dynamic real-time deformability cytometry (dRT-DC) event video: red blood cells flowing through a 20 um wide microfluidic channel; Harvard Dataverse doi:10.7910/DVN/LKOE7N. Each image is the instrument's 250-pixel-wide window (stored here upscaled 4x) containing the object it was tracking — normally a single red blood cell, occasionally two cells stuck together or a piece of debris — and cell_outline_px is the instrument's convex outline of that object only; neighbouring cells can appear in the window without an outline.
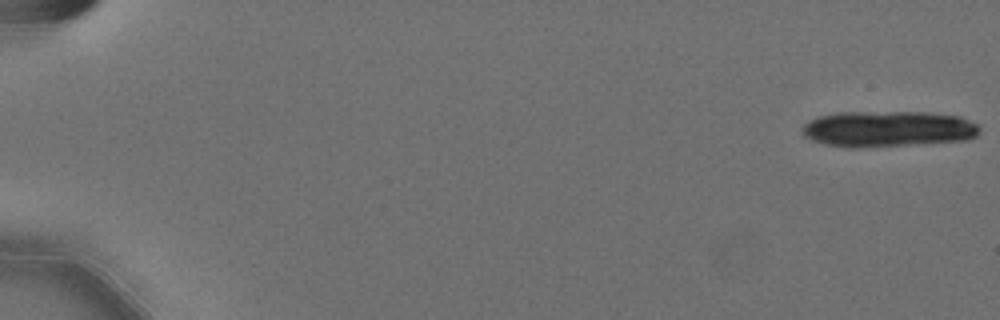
{"species": "Egyptian fruit bat (a non-hibernating species)", "species_latin": "Rousettus aegyptiacus", "temperature_condition": "cold", "stored_images_in_passage": 12, "camera_frame_rate_fps": 3000, "um_per_image_px": 0.085, "animal": {"sex": "female"}, "frame": {"image": 1, "passage_image": 1, "time_ms": 0.0, "image_size_px": [1000, 320], "cell_outline_px": [[980, 132], [976, 136], [968, 140], [860, 148], [848, 148], [824, 144], [812, 140], [804, 136], [804, 124], [808, 120], [820, 116], [840, 112], [928, 112], [960, 116], [976, 124], [980, 128]], "centroid_in_image_um": [75.49, 10.96], "position_along_channel_um": 9.5, "area_um2": 37.34}}